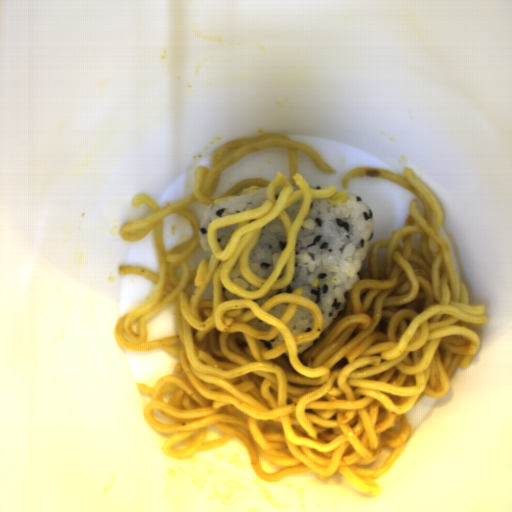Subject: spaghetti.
<instances>
[{
    "label": "spaghetti",
    "mask_w": 512,
    "mask_h": 512,
    "mask_svg": "<svg viewBox=\"0 0 512 512\" xmlns=\"http://www.w3.org/2000/svg\"><path fill=\"white\" fill-rule=\"evenodd\" d=\"M287 148L290 180L277 173L270 183L242 180L223 196L211 198L220 172L254 151ZM298 152L325 173H336L316 149L282 134H261L221 145L211 168L194 170L192 193L160 207L146 193L133 207L147 204L152 215L125 223L119 234L135 243L154 231L158 274L140 265L121 264L119 275L137 274L156 287L151 301L117 319L114 335L132 352L162 348L179 361L153 387L136 382L138 393L152 395L143 409L150 428L175 433L162 446L168 458L195 464L197 452L225 446L232 438L245 446L259 479L277 482L308 471L319 480L341 473L354 487L373 495L404 453L413 427L406 415L423 396L443 398L456 367L466 369L481 343L479 328L489 322L484 305H469L449 242L439 232L444 212L433 192L404 166H357L342 177L347 189L355 177L384 178L410 191L403 225L368 252L344 309L322 332L323 313L288 287L296 271L297 234L313 201L335 206L348 202L336 185L312 189L299 173ZM265 205L221 217L208 224L209 262L190 271L197 249L192 203H220L267 186ZM185 216L194 234L165 252L162 218ZM284 223L287 247L268 279L249 268L250 252L261 228L275 217ZM238 223V224H237ZM237 224L224 250L217 228ZM239 259L242 275L260 287L250 292L230 280ZM298 306L314 316L312 332L294 335L285 325ZM322 332V333H321Z\"/></svg>",
    "instance_id": "c7327b10"
}]
</instances>
